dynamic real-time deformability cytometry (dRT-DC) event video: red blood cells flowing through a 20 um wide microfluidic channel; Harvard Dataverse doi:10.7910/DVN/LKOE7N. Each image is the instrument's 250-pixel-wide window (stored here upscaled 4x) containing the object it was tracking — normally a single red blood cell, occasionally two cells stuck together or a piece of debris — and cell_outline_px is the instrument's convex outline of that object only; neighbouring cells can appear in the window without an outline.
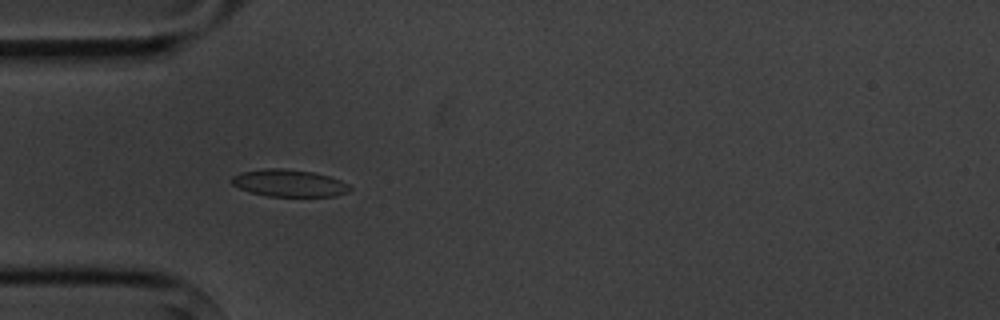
{"species": "common noctule bat (a hibernating species)", "species_latin": "Nyctalus noctula", "temperature_condition": "cold", "stored_images_in_passage": 6, "camera_frame_rate_fps": 3000, "um_per_image_px": 0.085, "animal": {"sex": "male", "body_mass_g": 20.1, "forearm_length_mm": 53.5}, "frame": {"image": 1, "passage_image": 5, "time_ms": 4.667, "image_size_px": [1000, 320], "cell_outline_px": [[352, 188], [348, 192], [336, 196], [268, 196], [248, 192], [232, 184], [232, 176], [240, 172], [264, 168], [284, 168], [312, 172], [328, 176], [340, 180], [348, 184]], "centroid_in_image_um": [24.56, 15.56], "position_along_channel_um": 60.4, "area_um2": 18.73}}